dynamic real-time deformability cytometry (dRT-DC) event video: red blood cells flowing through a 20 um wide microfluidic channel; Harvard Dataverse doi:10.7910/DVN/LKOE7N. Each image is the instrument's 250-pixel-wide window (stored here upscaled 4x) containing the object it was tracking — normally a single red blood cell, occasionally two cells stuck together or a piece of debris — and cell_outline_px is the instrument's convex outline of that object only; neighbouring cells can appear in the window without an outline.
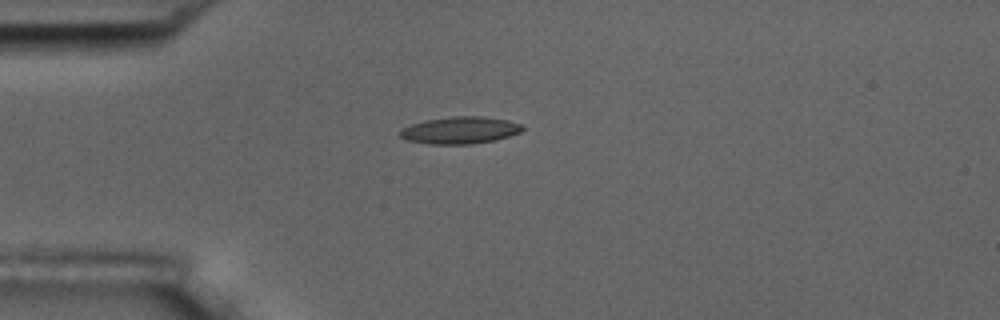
{"species": "common noctule bat (a hibernating species)", "species_latin": "Nyctalus noctula", "temperature_condition": "room temperature", "stored_images_in_passage": 3, "camera_frame_rate_fps": 3000, "um_per_image_px": 0.085, "animal": {"sex": "male", "body_mass_g": 17.5, "forearm_length_mm": 52.3}, "frame": {"image": 1, "passage_image": 1, "time_ms": 0.0, "image_size_px": [1000, 320], "cell_outline_px": [[524, 128], [520, 132], [496, 140], [472, 144], [428, 144], [408, 140], [400, 136], [400, 128], [424, 120], [452, 116], [484, 116], [508, 120], [520, 124]], "centroid_in_image_um": [39.09, 11.06], "position_along_channel_um": 45.9, "area_um2": 19.36}}